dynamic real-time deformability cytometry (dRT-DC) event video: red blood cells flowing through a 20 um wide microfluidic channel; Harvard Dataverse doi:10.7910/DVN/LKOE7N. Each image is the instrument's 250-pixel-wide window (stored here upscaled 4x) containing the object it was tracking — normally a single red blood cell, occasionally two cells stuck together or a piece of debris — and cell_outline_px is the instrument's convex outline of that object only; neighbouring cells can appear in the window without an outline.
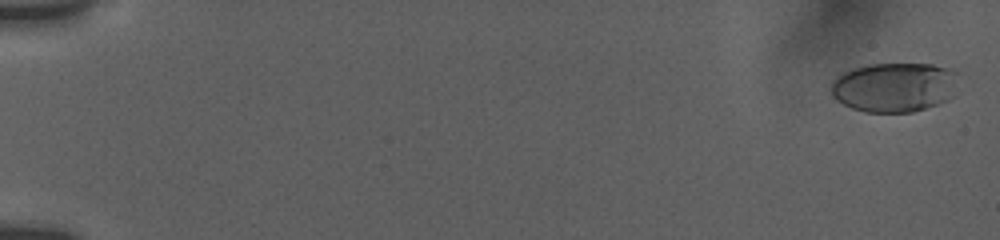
{"species": "human", "species_latin": "Homo sapiens", "temperature_condition": "room temperature", "stored_images_in_passage": 75, "camera_frame_rate_fps": 3000, "um_per_image_px": 0.085, "donor": {"sex": "female"}, "frame": {"image": 1, "passage_image": 2, "time_ms": 0.333, "image_size_px": [1000, 240], "cell_outline_px": [[960, 72], [956, 96], [948, 100], [912, 112], [864, 112], [852, 108], [836, 100], [832, 96], [832, 80], [844, 72], [868, 64], [932, 64], [948, 68]], "centroid_in_image_um": [76.1, 7.41], "position_along_channel_um": 8.9, "area_um2": 37.22}}
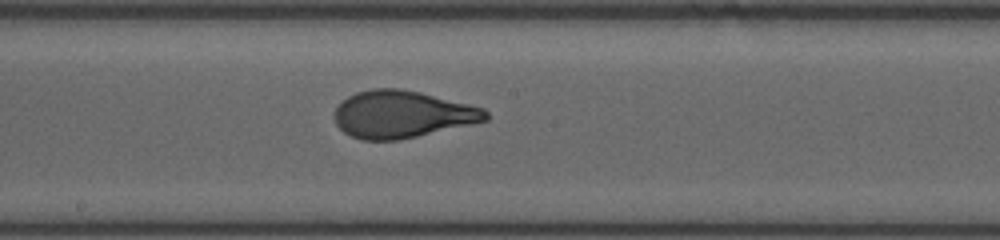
{"frame": {"image": 2, "passage_image": 42, "time_ms": 10.667, "image_size_px": [1000, 240], "cell_outline_px": [[488, 120], [472, 124], [416, 136], [396, 140], [364, 140], [352, 136], [344, 132], [336, 124], [336, 108], [348, 96], [356, 92], [372, 88], [400, 88], [420, 92], [484, 108], [488, 112]], "centroid_in_image_um": [34.19, 9.71], "position_along_channel_um": 214.0, "area_um2": 41.21}}
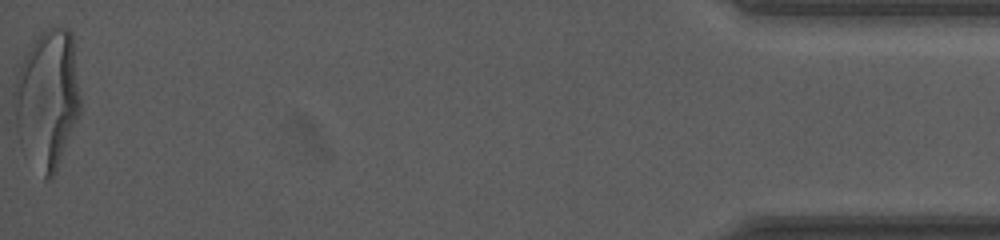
{"frame": {"image": 3, "passage_image": 74, "time_ms": 18.667, "image_size_px": [1000, 240], "cell_outline_px": [[80, 116], [56, 172], [52, 180], [44, 180], [16, 124], [12, 92], [20, 64], [36, 36], [40, 32], [48, 28], [68, 28], [72, 32], [80, 96]], "centroid_in_image_um": [4.07, 8.34], "position_along_channel_um": 431.1, "area_um2": 52.71}, "authors_computed_cell_mechanics": {"area_um2": 40.9802, "velocity_mm_per_s": 3.7914, "shape_relaxation_time_tau1_ms": 4.1379, "shape_relaxation_time_tau2_ms": null, "deformation_change_tau1": 0.2142, "deformation_change_tau2": null}}